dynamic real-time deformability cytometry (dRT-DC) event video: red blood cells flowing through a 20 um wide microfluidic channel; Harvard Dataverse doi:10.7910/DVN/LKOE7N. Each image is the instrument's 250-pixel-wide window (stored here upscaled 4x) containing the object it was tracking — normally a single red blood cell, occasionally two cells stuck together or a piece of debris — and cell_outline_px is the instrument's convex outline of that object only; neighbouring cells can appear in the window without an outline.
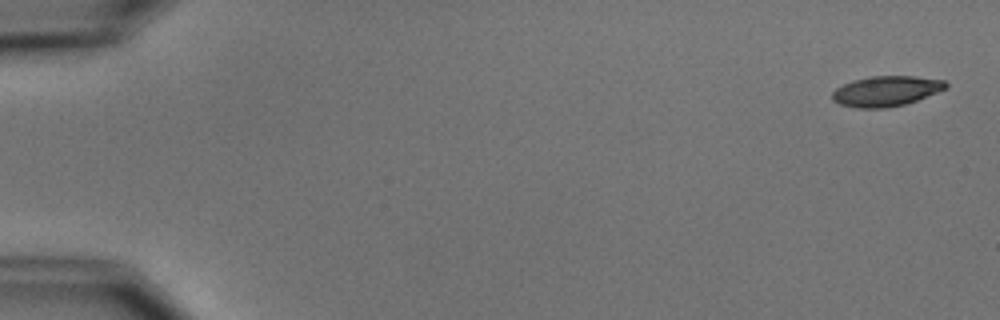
{"species": "common noctule bat (a hibernating species)", "species_latin": "Nyctalus noctula", "temperature_condition": "cold", "stored_images_in_passage": 5, "camera_frame_rate_fps": 3000, "um_per_image_px": 0.085, "animal": {"sex": "male", "body_mass_g": 15.6}, "frame": {"image": 1, "passage_image": 1, "time_ms": 0.0, "image_size_px": [1000, 320], "cell_outline_px": [[948, 88], [916, 100], [904, 104], [888, 108], [856, 108], [840, 104], [832, 100], [832, 92], [836, 88], [852, 80], [872, 76], [916, 76], [944, 80], [948, 84]], "centroid_in_image_um": [75.31, 7.74], "position_along_channel_um": 9.7, "area_um2": 20.06}}
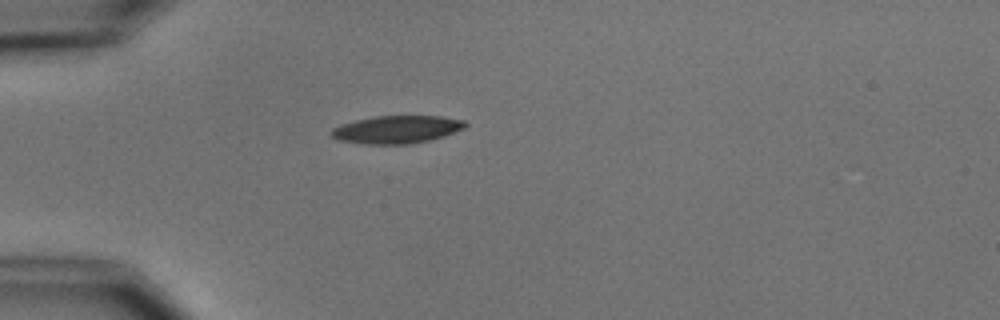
{"frame": {"image": 2, "passage_image": 5, "time_ms": 4.667, "image_size_px": [1000, 320], "cell_outline_px": [[468, 124], [464, 128], [444, 136], [428, 140], [408, 144], [364, 144], [336, 140], [328, 132], [332, 128], [340, 124], [372, 116], [440, 116], [464, 120]], "centroid_in_image_um": [33.67, 11.0], "position_along_channel_um": 51.3, "area_um2": 21.79}}